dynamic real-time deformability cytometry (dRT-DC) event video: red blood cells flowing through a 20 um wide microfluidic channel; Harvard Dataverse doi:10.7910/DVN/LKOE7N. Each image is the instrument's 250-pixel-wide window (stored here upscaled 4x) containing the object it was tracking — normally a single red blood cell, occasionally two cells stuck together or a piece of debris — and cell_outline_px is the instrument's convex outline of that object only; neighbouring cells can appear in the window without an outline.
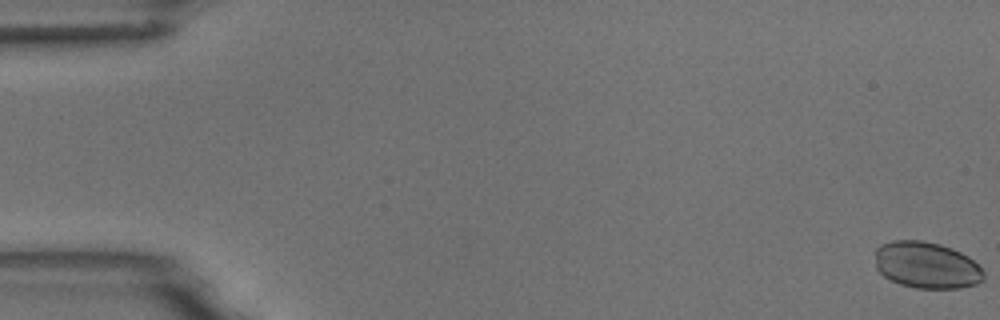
{"species": "common noctule bat (a hibernating species)", "species_latin": "Nyctalus noctula", "temperature_condition": "room temperature", "stored_images_in_passage": 56, "camera_frame_rate_fps": 3000, "um_per_image_px": 0.085, "animal": {"sex": "male", "body_mass_g": 18.8}, "frame": {"image": 1, "passage_image": 1, "time_ms": 0.0, "image_size_px": [1000, 320], "cell_outline_px": [[984, 280], [976, 284], [960, 288], [916, 288], [900, 284], [884, 276], [876, 268], [876, 248], [880, 244], [892, 240], [920, 240], [940, 244], [952, 248], [968, 256], [984, 272]], "centroid_in_image_um": [78.75, 22.53], "position_along_channel_um": 6.2, "area_um2": 29.48}}
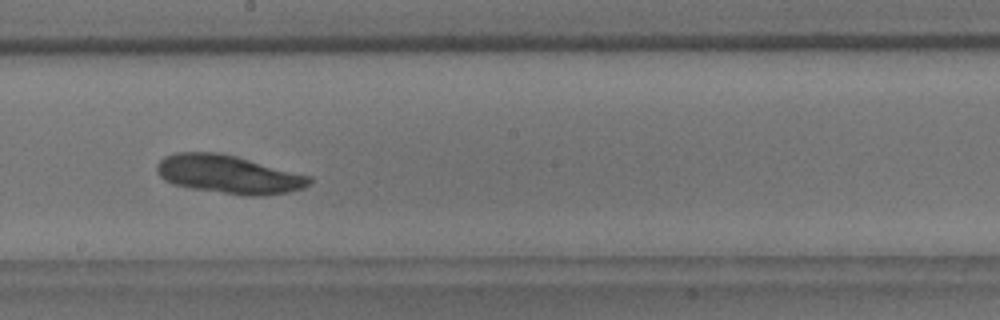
{"frame": {"image": 2, "passage_image": 32, "time_ms": 10.333, "image_size_px": [1000, 320], "cell_outline_px": [[312, 180], [304, 188], [288, 192], [260, 196], [244, 196], [192, 188], [172, 184], [164, 180], [156, 172], [156, 164], [164, 156], [176, 152], [220, 152], [236, 156], [312, 176]], "centroid_in_image_um": [19.42, 14.82], "position_along_channel_um": 228.8, "area_um2": 34.33}}
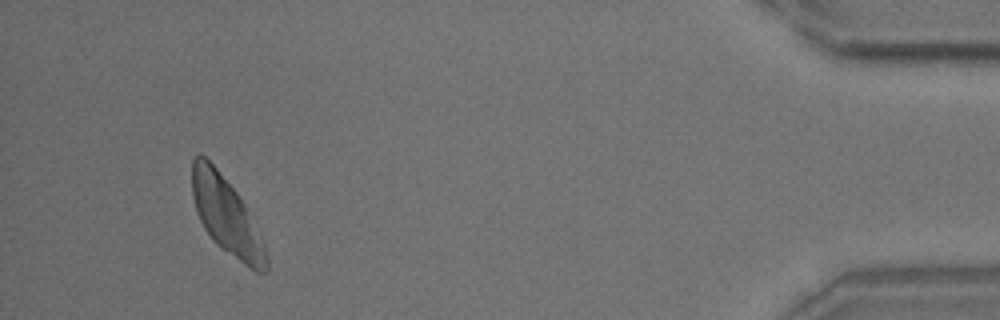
{"frame": {"image": 3, "passage_image": 53, "time_ms": 17.333, "image_size_px": [1000, 320], "cell_outline_px": [[268, 268], [264, 272], [256, 272], [220, 248], [212, 240], [204, 228], [196, 212], [192, 196], [192, 160], [200, 152], [216, 168], [236, 192], [244, 204], [264, 244], [268, 256]], "centroid_in_image_um": [19.22, 18.37], "position_along_channel_um": 416.0, "area_um2": 32.83}}